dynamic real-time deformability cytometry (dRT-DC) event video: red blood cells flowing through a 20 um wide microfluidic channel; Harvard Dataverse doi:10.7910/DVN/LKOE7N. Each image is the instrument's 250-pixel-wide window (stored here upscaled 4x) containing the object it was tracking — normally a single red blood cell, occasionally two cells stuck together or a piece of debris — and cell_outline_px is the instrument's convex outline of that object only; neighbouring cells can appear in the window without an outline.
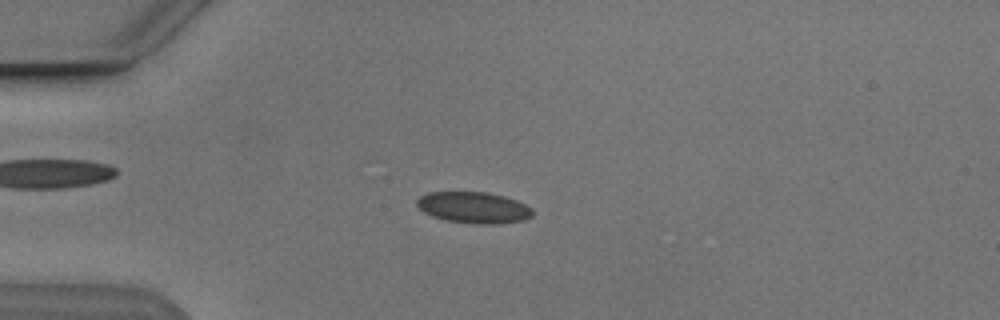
{"species": "Egyptian fruit bat (a non-hibernating species)", "species_latin": "Rousettus aegyptiacus", "temperature_condition": "cold", "stored_images_in_passage": 54, "camera_frame_rate_fps": 3000, "um_per_image_px": 0.085, "animal": {"sex": "male"}, "frame": {"image": 1, "passage_image": 15, "time_ms": 4.667, "image_size_px": [1000, 320], "cell_outline_px": [[532, 216], [524, 220], [500, 224], [476, 224], [444, 220], [432, 216], [424, 212], [416, 204], [416, 200], [420, 196], [428, 192], [488, 192], [504, 196], [516, 200], [532, 208]], "centroid_in_image_um": [40.26, 17.64], "position_along_channel_um": 44.7, "area_um2": 21.21}}
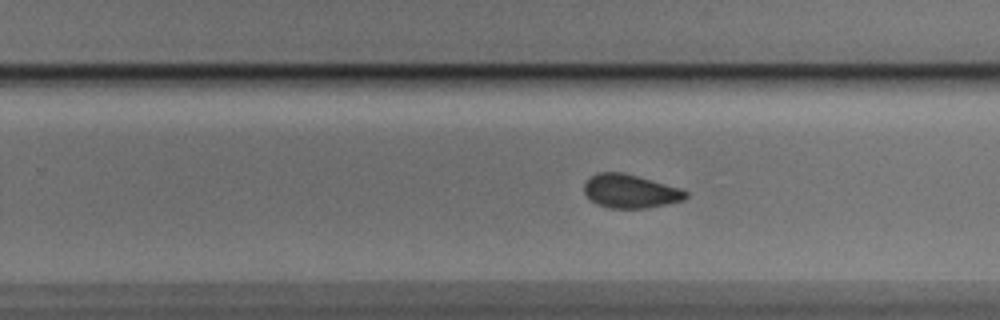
{"frame": {"image": 2, "passage_image": 35, "time_ms": 11.333, "image_size_px": [1000, 320], "cell_outline_px": [[688, 196], [684, 200], [644, 208], [608, 208], [596, 204], [588, 200], [584, 192], [584, 184], [588, 176], [596, 172], [624, 172], [680, 188], [688, 192]], "centroid_in_image_um": [53.51, 16.24], "position_along_channel_um": 276.3, "area_um2": 20.11}}
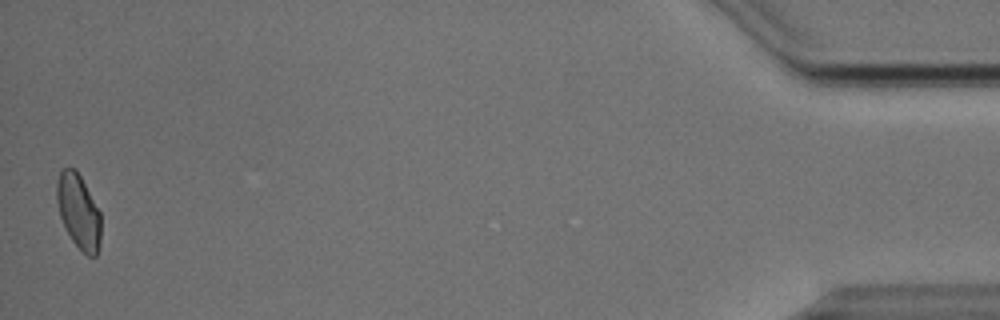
{"frame": {"image": 3, "passage_image": 54, "time_ms": 17.667, "image_size_px": [1000, 320], "cell_outline_px": [[100, 244], [96, 256], [88, 256], [72, 240], [60, 216], [56, 200], [56, 184], [60, 172], [64, 168], [76, 168], [100, 212]], "centroid_in_image_um": [6.67, 17.95], "position_along_channel_um": 428.5, "area_um2": 18.9}, "authors_computed_cell_mechanics": {"area_um2": 20.4323, "velocity_mm_per_s": 3.8338, "shape_relaxation_time_tau1_ms": 4.9011, "shape_relaxation_time_tau2_ms": 1.832, "deformation_change_tau1": 0.0783, "deformation_change_tau2": 0.0411}}